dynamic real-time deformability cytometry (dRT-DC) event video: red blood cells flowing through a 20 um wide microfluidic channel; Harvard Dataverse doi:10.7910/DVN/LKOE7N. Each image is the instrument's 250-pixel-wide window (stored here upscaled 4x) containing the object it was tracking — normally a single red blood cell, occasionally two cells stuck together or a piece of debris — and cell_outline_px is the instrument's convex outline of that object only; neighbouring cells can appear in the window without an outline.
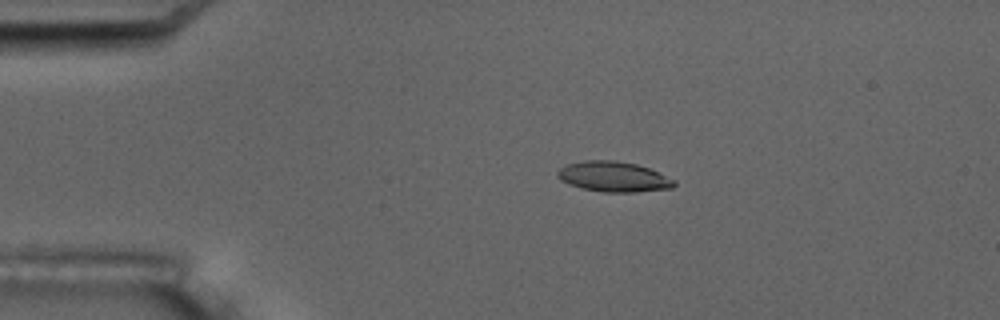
{"species": "common noctule bat (a hibernating species)", "species_latin": "Nyctalus noctula", "temperature_condition": "room temperature", "stored_images_in_passage": 7, "camera_frame_rate_fps": 3000, "um_per_image_px": 0.085, "animal": {"sex": "male", "body_mass_g": 17.5, "forearm_length_mm": 52.3}, "frame": {"image": 1, "passage_image": 4, "time_ms": 3.333, "image_size_px": [1000, 320], "cell_outline_px": [[676, 184], [672, 188], [636, 192], [604, 192], [580, 188], [568, 184], [560, 180], [556, 176], [556, 172], [560, 168], [568, 164], [584, 160], [616, 160], [636, 164], [648, 168], [676, 180]], "centroid_in_image_um": [52.13, 15.02], "position_along_channel_um": 32.9, "area_um2": 20.69}}